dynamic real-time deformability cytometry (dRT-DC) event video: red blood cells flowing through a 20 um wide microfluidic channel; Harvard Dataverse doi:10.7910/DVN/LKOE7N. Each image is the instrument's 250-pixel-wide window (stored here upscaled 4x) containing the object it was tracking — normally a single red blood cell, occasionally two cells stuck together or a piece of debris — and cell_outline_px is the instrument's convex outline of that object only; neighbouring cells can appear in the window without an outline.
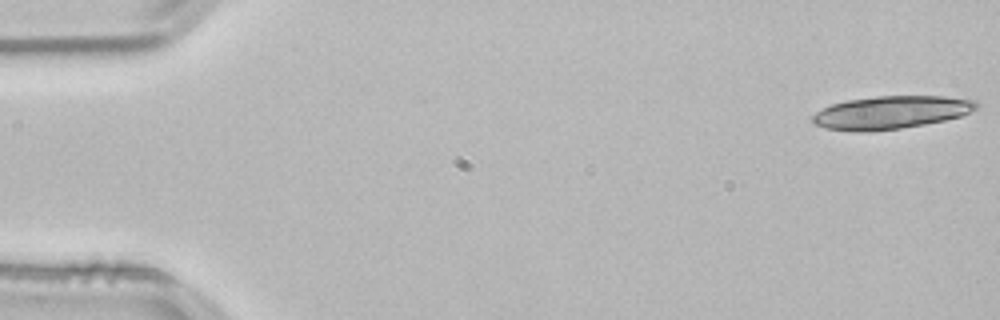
{"species": "common noctule bat (a hibernating species)", "species_latin": "Nyctalus noctula", "temperature_condition": "room temperature", "stored_images_in_passage": 17, "camera_frame_rate_fps": 3000, "um_per_image_px": 0.085, "animal": {"sex": "male", "body_mass_g": 21.5, "forearm_length_mm": 52.0}, "frame": {"image": 1, "passage_image": 1, "time_ms": 0.0, "image_size_px": [1000, 320], "cell_outline_px": [[976, 108], [960, 116], [944, 120], [924, 124], [900, 128], [872, 132], [848, 132], [824, 128], [816, 124], [812, 120], [812, 116], [816, 112], [832, 104], [848, 100], [876, 96], [944, 96], [976, 100]], "centroid_in_image_um": [75.68, 9.57], "position_along_channel_um": 9.3, "area_um2": 31.39}}